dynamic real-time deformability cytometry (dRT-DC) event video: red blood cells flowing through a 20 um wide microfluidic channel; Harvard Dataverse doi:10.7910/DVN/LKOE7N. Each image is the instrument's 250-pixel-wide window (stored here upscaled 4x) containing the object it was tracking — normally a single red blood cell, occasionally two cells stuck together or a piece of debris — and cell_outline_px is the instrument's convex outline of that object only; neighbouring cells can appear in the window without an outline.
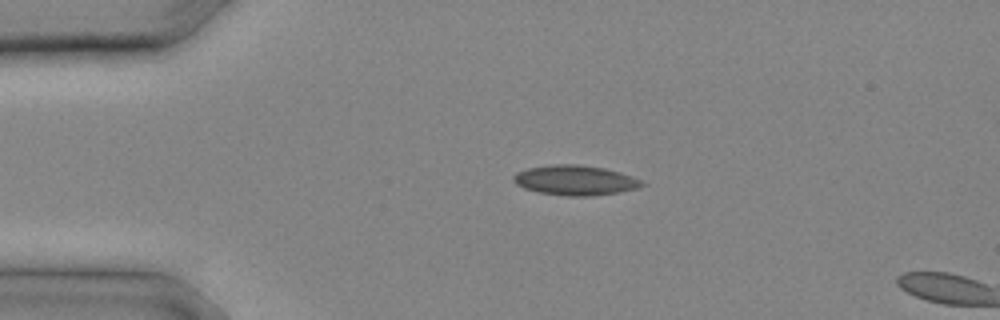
{"species": "common noctule bat (a hibernating species)", "species_latin": "Nyctalus noctula", "temperature_condition": "cold", "stored_images_in_passage": 3, "camera_frame_rate_fps": 3000, "um_per_image_px": 0.085, "animal": {"sex": "male", "body_mass_g": 20.4}, "frame": {"image": 1, "passage_image": 1, "time_ms": 0.0, "image_size_px": [1000, 320], "cell_outline_px": [[648, 184], [640, 188], [620, 192], [592, 196], [564, 196], [540, 192], [524, 188], [516, 184], [512, 180], [512, 176], [516, 172], [528, 168], [548, 164], [576, 164], [604, 168], [620, 172], [644, 180]], "centroid_in_image_um": [48.93, 15.32], "position_along_channel_um": 36.1, "area_um2": 22.77}}